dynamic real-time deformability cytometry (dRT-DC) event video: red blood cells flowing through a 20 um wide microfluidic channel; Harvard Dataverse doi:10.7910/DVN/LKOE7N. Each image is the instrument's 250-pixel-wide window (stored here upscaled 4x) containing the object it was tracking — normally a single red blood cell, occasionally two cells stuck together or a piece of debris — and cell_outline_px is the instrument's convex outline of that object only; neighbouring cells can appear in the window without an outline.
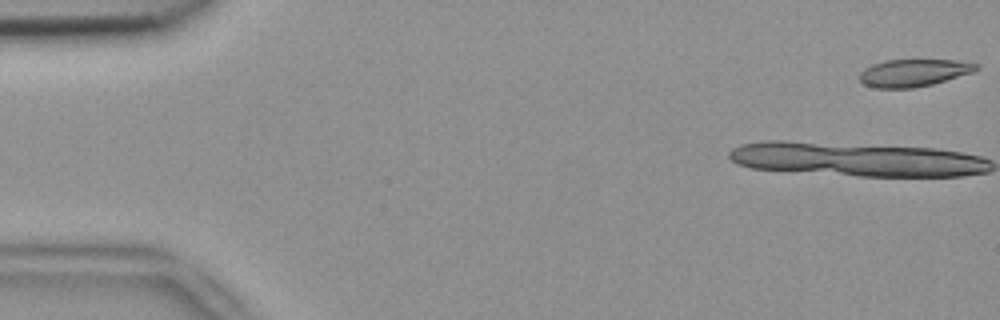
{"species": "common noctule bat (a hibernating species)", "species_latin": "Nyctalus noctula", "temperature_condition": "room temperature", "stored_images_in_passage": 4, "camera_frame_rate_fps": 3000, "um_per_image_px": 0.085, "animal": {"sex": "female", "body_mass_g": 18.4}, "frame": {"image": 1, "passage_image": 1, "time_ms": 0.0, "image_size_px": [1000, 320], "cell_outline_px": [[980, 68], [972, 72], [932, 84], [912, 88], [876, 88], [864, 84], [860, 80], [860, 72], [864, 68], [872, 64], [884, 60], [956, 60], [980, 64]], "centroid_in_image_um": [77.65, 6.18], "position_along_channel_um": 7.4, "area_um2": 18.55}}